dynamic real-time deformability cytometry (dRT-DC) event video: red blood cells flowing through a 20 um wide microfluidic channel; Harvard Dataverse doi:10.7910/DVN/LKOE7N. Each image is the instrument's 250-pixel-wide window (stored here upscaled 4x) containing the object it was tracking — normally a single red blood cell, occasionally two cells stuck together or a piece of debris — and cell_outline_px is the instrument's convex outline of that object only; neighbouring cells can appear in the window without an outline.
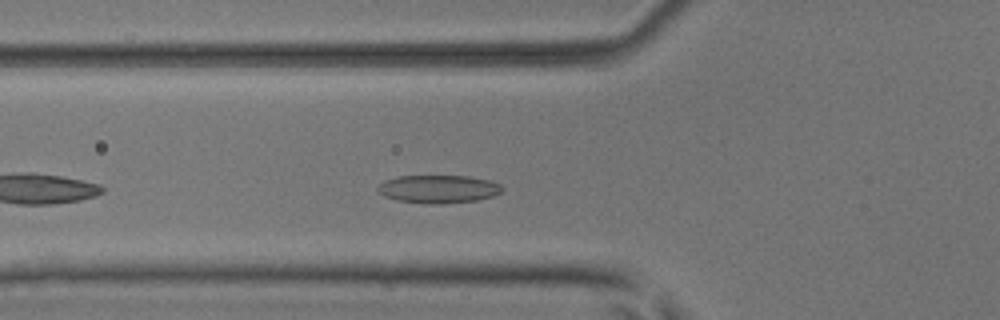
{"species": "common noctule bat (a hibernating species)", "species_latin": "Nyctalus noctula", "temperature_condition": "room temperature", "stored_images_in_passage": 30, "camera_frame_rate_fps": 3000, "um_per_image_px": 0.085, "animal": {"sex": "male", "body_mass_g": 17.9, "forearm_length_mm": 54.2}, "frame": {"image": 1, "passage_image": 7, "time_ms": 2.0, "image_size_px": [1000, 320], "cell_outline_px": [[504, 188], [500, 192], [492, 196], [476, 200], [444, 204], [432, 204], [396, 200], [384, 196], [376, 192], [376, 188], [384, 180], [396, 176], [468, 176], [492, 180], [500, 184]], "centroid_in_image_um": [37.24, 16.06], "position_along_channel_um": 88.6, "area_um2": 20.52}}
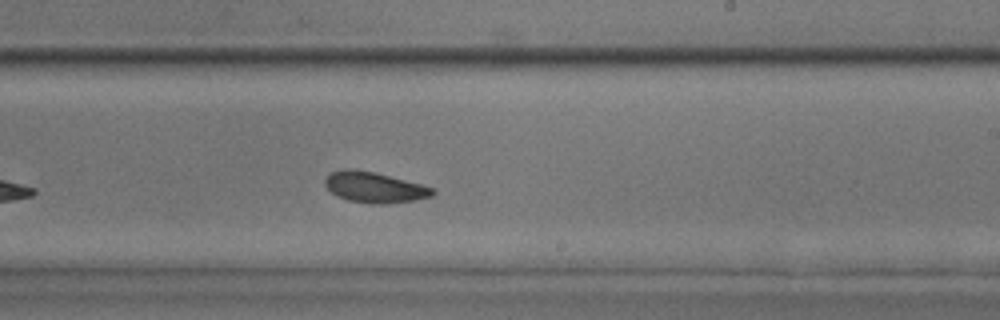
{"frame": {"image": 2, "passage_image": 20, "time_ms": 6.333, "image_size_px": [1000, 320], "cell_outline_px": [[436, 192], [432, 196], [416, 200], [384, 204], [368, 204], [348, 200], [336, 196], [324, 184], [324, 180], [332, 172], [344, 168], [348, 168], [376, 172], [420, 184], [432, 188]], "centroid_in_image_um": [31.82, 15.93], "position_along_channel_um": 257.2, "area_um2": 19.25}}
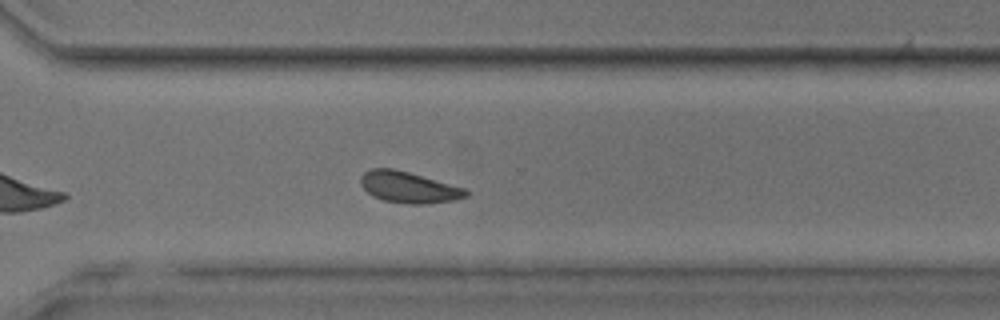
{"frame": {"image": 3, "passage_image": 26, "time_ms": 8.333, "image_size_px": [1000, 320], "cell_outline_px": [[468, 196], [452, 200], [420, 204], [408, 204], [384, 200], [372, 196], [360, 184], [360, 176], [364, 172], [372, 168], [392, 168], [408, 172], [468, 188]], "centroid_in_image_um": [34.74, 15.91], "position_along_channel_um": 335.9, "area_um2": 19.13}, "authors_computed_cell_mechanics": {"area_um2": 19.4497, "velocity_mm_per_s": 3.9064, "shape_relaxation_time_tau1_ms": 3.1653, "shape_relaxation_time_tau2_ms": 3.9027, "deformation_change_tau1": 0.0752, "deformation_change_tau2": 0.1127}}